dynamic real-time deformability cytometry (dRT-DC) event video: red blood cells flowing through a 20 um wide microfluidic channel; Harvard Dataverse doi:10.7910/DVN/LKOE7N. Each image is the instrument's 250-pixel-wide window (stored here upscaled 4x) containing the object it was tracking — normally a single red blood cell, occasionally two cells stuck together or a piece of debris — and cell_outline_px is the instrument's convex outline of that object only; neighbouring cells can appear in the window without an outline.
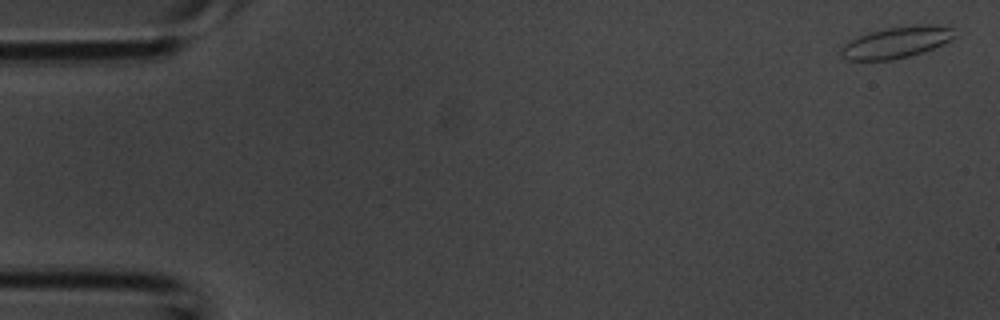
{"species": "common noctule bat (a hibernating species)", "species_latin": "Nyctalus noctula", "temperature_condition": "room temperature", "stored_images_in_passage": 43, "camera_frame_rate_fps": 3000, "um_per_image_px": 0.085, "animal": {"sex": "male", "body_mass_g": 20.1, "forearm_length_mm": 53.5}, "frame": {"image": 1, "passage_image": 1, "time_ms": 0.0, "image_size_px": [1000, 320], "cell_outline_px": [[956, 36], [952, 40], [932, 48], [908, 56], [888, 60], [848, 60], [840, 52], [840, 48], [848, 40], [868, 32], [888, 28], [916, 24], [928, 24], [952, 28]], "centroid_in_image_um": [76.18, 3.58], "position_along_channel_um": 8.8, "area_um2": 20.58}}
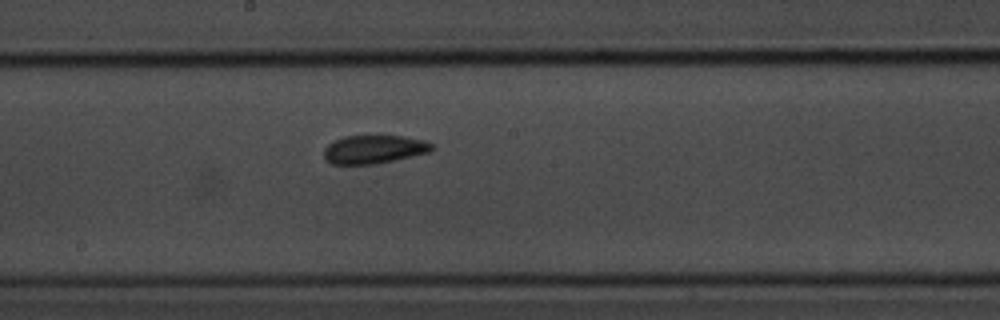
{"frame": {"image": 2, "passage_image": 23, "time_ms": 7.333, "image_size_px": [1000, 320], "cell_outline_px": [[436, 148], [428, 152], [412, 156], [376, 164], [332, 164], [324, 160], [324, 148], [328, 144], [344, 136], [376, 132], [404, 136], [424, 140], [432, 144]], "centroid_in_image_um": [31.78, 12.64], "position_along_channel_um": 216.4, "area_um2": 18.73}}
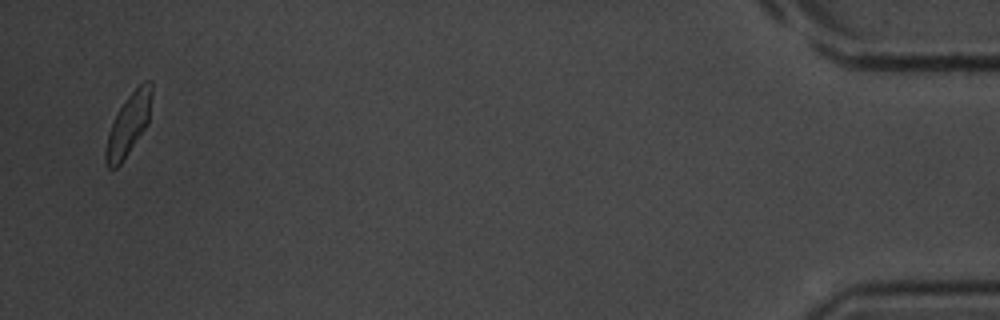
{"frame": {"image": 3, "passage_image": 42, "time_ms": 13.667, "image_size_px": [1000, 320], "cell_outline_px": [[152, 96], [148, 124], [120, 164], [116, 168], [108, 168], [104, 160], [104, 152], [108, 132], [120, 108], [128, 96], [144, 80], [148, 80], [152, 84]], "centroid_in_image_um": [10.92, 10.59], "position_along_channel_um": 424.3, "area_um2": 16.3}}